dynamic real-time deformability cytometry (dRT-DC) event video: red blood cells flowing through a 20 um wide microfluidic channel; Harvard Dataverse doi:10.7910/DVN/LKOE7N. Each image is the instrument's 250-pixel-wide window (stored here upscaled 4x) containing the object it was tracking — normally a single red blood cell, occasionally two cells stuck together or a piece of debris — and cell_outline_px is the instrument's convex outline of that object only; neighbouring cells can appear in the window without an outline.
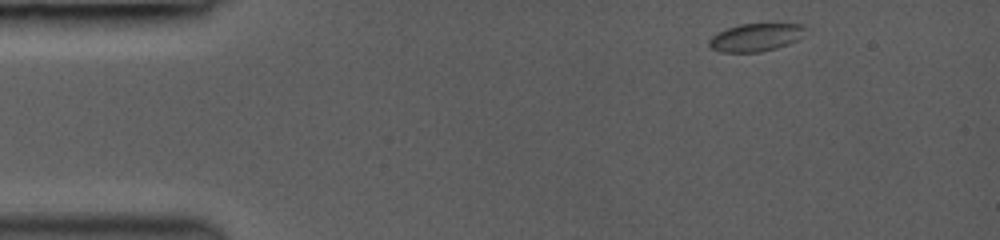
{"species": "common noctule bat (a hibernating species)", "species_latin": "Nyctalus noctula", "temperature_condition": "room temperature", "stored_images_in_passage": 38, "camera_frame_rate_fps": 3000, "um_per_image_px": 0.085, "animal": {"sex": "female", "body_mass_g": 19.0, "forearm_length_mm": 53.3}, "frame": {"image": 1, "passage_image": 1, "time_ms": 0.0, "image_size_px": [1000, 240], "cell_outline_px": [[808, 28], [796, 40], [788, 44], [776, 48], [760, 52], [720, 52], [708, 48], [708, 40], [716, 32], [740, 24], [804, 24]], "centroid_in_image_um": [64.19, 3.18], "position_along_channel_um": 20.8, "area_um2": 15.72}}
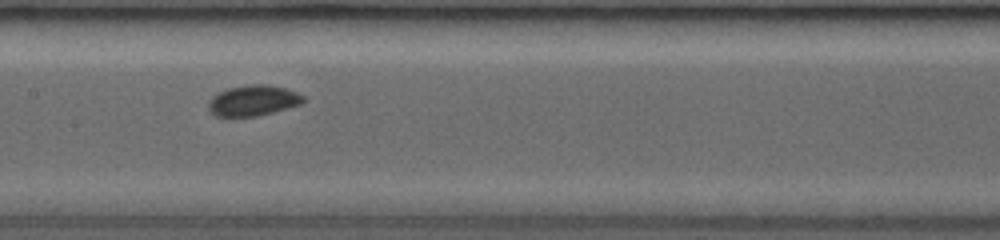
{"frame": {"image": 2, "passage_image": 15, "time_ms": 6.0, "image_size_px": [1000, 240], "cell_outline_px": [[304, 100], [300, 104], [272, 112], [256, 116], [216, 116], [208, 108], [208, 100], [212, 96], [228, 88], [248, 84], [268, 84], [284, 88], [296, 92], [304, 96]], "centroid_in_image_um": [21.49, 8.53], "position_along_channel_um": 185.9, "area_um2": 16.76}}
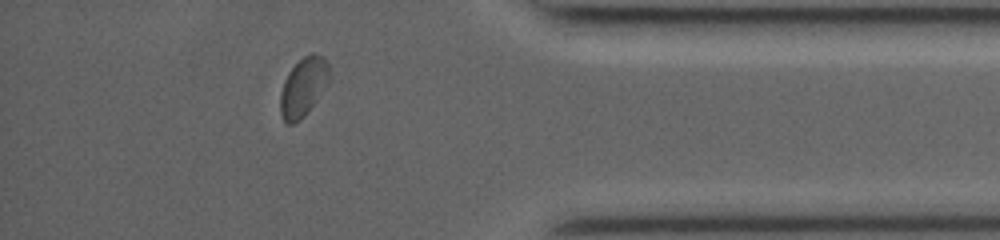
{"frame": {"image": 3, "passage_image": 33, "time_ms": 11.667, "image_size_px": [1000, 240], "cell_outline_px": [[328, 84], [304, 116], [300, 120], [292, 124], [288, 124], [280, 116], [280, 92], [284, 80], [288, 72], [304, 56], [312, 52], [324, 56], [328, 64]], "centroid_in_image_um": [25.76, 7.39], "position_along_channel_um": 409.4, "area_um2": 16.7}, "authors_computed_cell_mechanics": {"area_um2": 16.3574, "velocity_mm_per_s": 4.1823, "shape_relaxation_time_tau1_ms": 1.399, "shape_relaxation_time_tau2_ms": 0.9261, "deformation_change_tau1": 0.0427, "deformation_change_tau2": 0.0299}}